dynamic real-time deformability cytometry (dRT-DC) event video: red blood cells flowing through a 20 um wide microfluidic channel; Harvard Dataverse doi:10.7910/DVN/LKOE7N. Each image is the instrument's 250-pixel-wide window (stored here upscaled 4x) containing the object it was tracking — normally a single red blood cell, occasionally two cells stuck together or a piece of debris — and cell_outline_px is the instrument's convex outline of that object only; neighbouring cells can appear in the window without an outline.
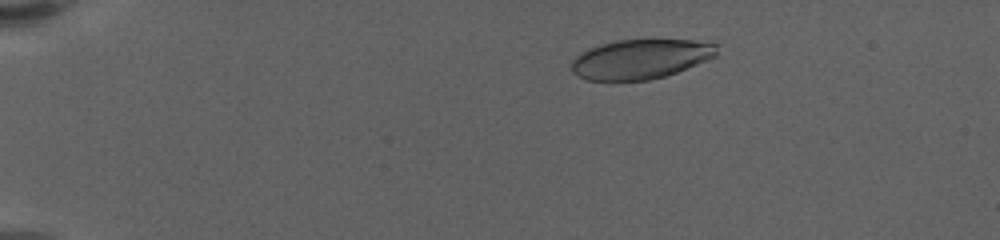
{"species": "human", "species_latin": "Homo sapiens", "temperature_condition": "warm", "stored_images_in_passage": 63, "camera_frame_rate_fps": 3000, "um_per_image_px": 0.085, "donor": {"sex": "female"}, "frame": {"image": 1, "passage_image": 12, "time_ms": 3.667, "image_size_px": [1000, 240], "cell_outline_px": [[720, 44], [716, 56], [708, 60], [676, 72], [664, 76], [648, 80], [588, 80], [576, 76], [572, 72], [572, 60], [576, 56], [588, 48], [600, 44], [616, 40], [692, 40]], "centroid_in_image_um": [54.46, 5.01], "position_along_channel_um": 30.5, "area_um2": 33.58}}
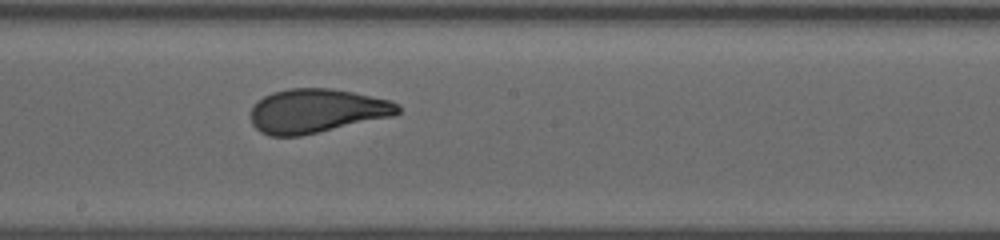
{"frame": {"image": 2, "passage_image": 37, "time_ms": 12.0, "image_size_px": [1000, 240], "cell_outline_px": [[400, 112], [392, 116], [300, 136], [268, 136], [260, 132], [252, 124], [252, 108], [264, 96], [272, 92], [288, 88], [332, 88], [352, 92], [388, 100], [400, 104]], "centroid_in_image_um": [26.9, 9.42], "position_along_channel_um": 221.3, "area_um2": 37.45}}
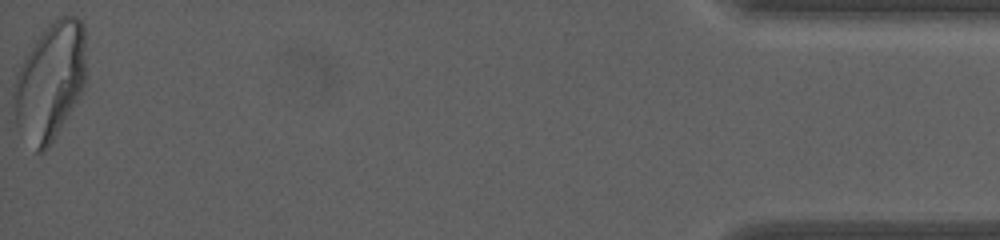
{"frame": {"image": 3, "passage_image": 63, "time_ms": 20.667, "image_size_px": [1000, 240], "cell_outline_px": [[84, 84], [76, 100], [48, 148], [44, 152], [36, 152], [16, 124], [12, 96], [12, 88], [16, 76], [28, 52], [44, 28], [60, 16], [76, 16], [80, 20], [84, 28]], "centroid_in_image_um": [4.22, 6.91], "position_along_channel_um": 431.0, "area_um2": 48.49}, "authors_computed_cell_mechanics": {"area_um2": 37.4544, "velocity_mm_per_s": 3.3832, "shape_relaxation_time_tau1_ms": 4.9877, "shape_relaxation_time_tau2_ms": 0.9949, "deformation_change_tau1": 0.1875, "deformation_change_tau2": 0.082}}